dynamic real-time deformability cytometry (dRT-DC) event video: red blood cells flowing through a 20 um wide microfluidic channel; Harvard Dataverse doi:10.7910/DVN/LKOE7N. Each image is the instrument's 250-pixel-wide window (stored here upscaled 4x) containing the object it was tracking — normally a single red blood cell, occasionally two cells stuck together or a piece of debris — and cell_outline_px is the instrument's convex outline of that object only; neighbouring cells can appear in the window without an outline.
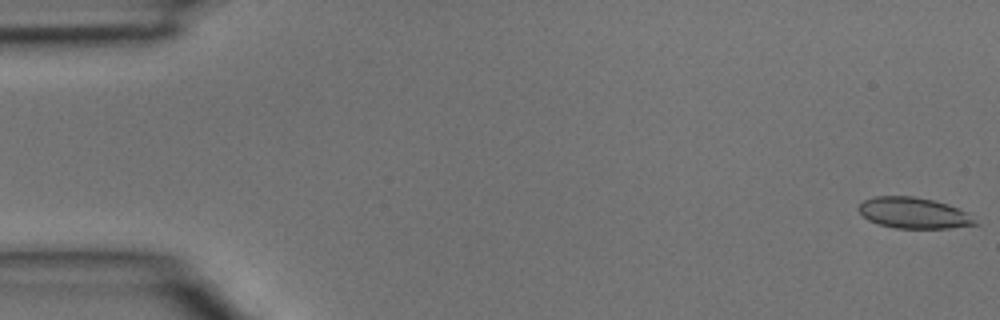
{"species": "common noctule bat (a hibernating species)", "species_latin": "Nyctalus noctula", "temperature_condition": "room temperature", "stored_images_in_passage": 5, "segment_of_instrument_passage": [1, 2], "camera_frame_rate_fps": 3000, "um_per_image_px": 0.085, "animal": {"sex": "male", "body_mass_g": 15.6}, "frame": {"image": 1, "passage_image": 1, "time_ms": 0.0, "image_size_px": [1000, 320], "cell_outline_px": [[980, 224], [948, 228], [896, 228], [880, 224], [868, 220], [856, 208], [864, 200], [876, 196], [912, 196], [932, 200], [948, 204], [964, 212]], "centroid_in_image_um": [77.62, 18.1], "position_along_channel_um": 7.4, "area_um2": 20.69}}